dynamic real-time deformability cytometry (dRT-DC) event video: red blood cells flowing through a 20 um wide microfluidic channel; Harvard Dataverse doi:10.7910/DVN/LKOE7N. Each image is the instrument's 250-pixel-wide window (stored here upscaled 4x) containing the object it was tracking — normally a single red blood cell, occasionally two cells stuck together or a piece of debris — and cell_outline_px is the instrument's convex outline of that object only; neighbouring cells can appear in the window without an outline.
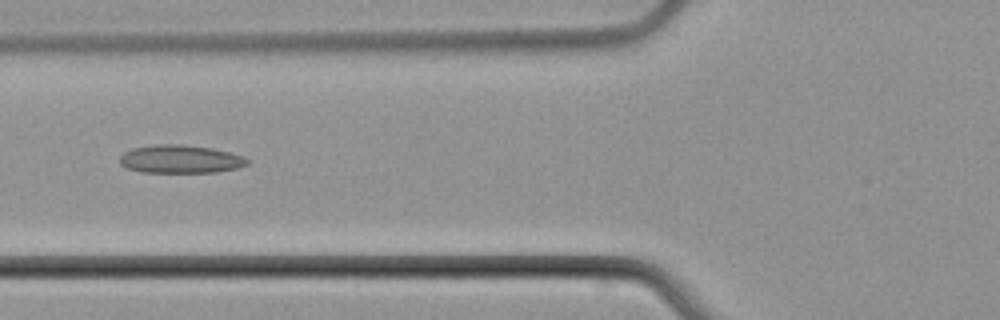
{"species": "common noctule bat (a hibernating species)", "species_latin": "Nyctalus noctula", "temperature_condition": "cold", "stored_images_in_passage": 7, "camera_frame_rate_fps": 3000, "um_per_image_px": 0.085, "animal": {"sex": "male", "body_mass_g": 21.5, "forearm_length_mm": 52.0}, "frame": {"image": 1, "passage_image": 6, "time_ms": 6.0, "image_size_px": [1000, 320], "cell_outline_px": [[248, 164], [236, 168], [216, 172], [140, 172], [128, 168], [120, 164], [120, 156], [124, 152], [132, 148], [160, 144], [180, 144], [212, 148], [244, 156], [248, 160]], "centroid_in_image_um": [15.32, 13.52], "position_along_channel_um": 110.5, "area_um2": 20.81}}
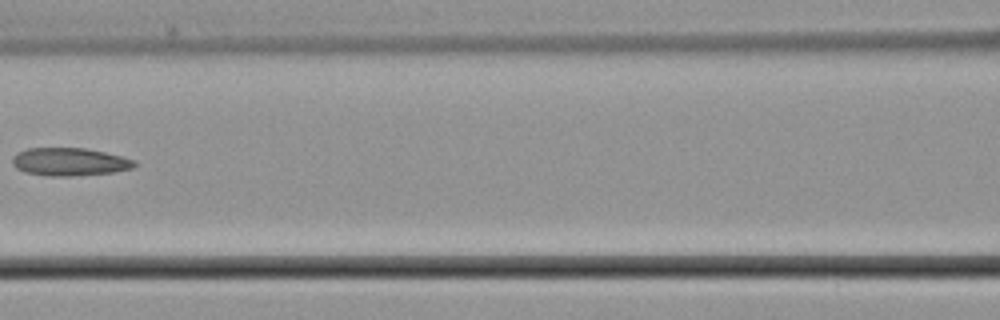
{"frame": {"image": 2, "passage_image": 7, "time_ms": 7.333, "image_size_px": [1000, 320], "cell_outline_px": [[136, 164], [132, 168], [112, 172], [68, 176], [48, 176], [24, 172], [16, 168], [12, 164], [12, 156], [16, 152], [28, 148], [84, 148], [104, 152], [136, 160]], "centroid_in_image_um": [5.86, 13.75], "position_along_channel_um": 160.7, "area_um2": 19.83}}